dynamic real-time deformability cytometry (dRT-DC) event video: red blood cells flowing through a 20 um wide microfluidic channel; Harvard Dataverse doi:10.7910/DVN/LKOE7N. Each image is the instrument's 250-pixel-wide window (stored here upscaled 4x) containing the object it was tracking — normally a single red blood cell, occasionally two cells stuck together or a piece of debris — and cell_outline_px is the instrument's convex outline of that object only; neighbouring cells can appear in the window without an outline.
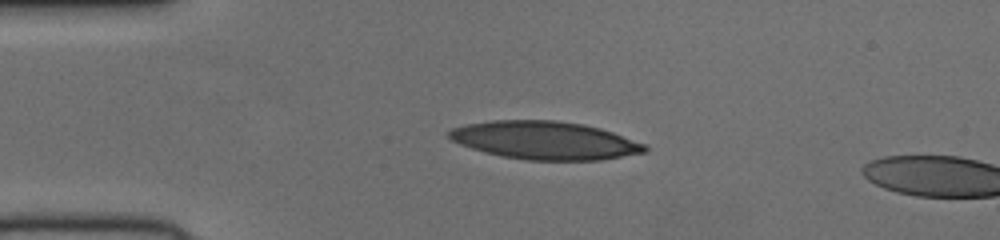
{"species": "human", "species_latin": "Homo sapiens", "temperature_condition": "cold", "stored_images_in_passage": 41, "camera_frame_rate_fps": 3000, "um_per_image_px": 0.085, "donor": {"sex": "female"}, "frame": {"image": 1, "passage_image": 1, "time_ms": 0.0, "image_size_px": [1000, 240], "cell_outline_px": [[648, 152], [604, 160], [528, 160], [500, 156], [484, 152], [460, 144], [452, 140], [448, 136], [448, 132], [452, 128], [464, 124], [492, 120], [556, 120], [584, 124], [600, 128], [612, 132], [644, 144], [648, 148]], "centroid_in_image_um": [46.32, 11.93], "position_along_channel_um": 38.7, "area_um2": 43.58}}
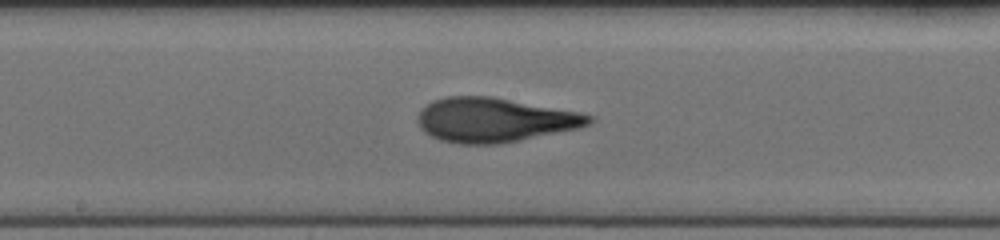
{"frame": {"image": 2, "passage_image": 16, "time_ms": 5.0, "image_size_px": [1000, 240], "cell_outline_px": [[592, 120], [588, 124], [580, 128], [500, 144], [460, 144], [440, 140], [424, 132], [420, 128], [416, 120], [420, 112], [428, 104], [436, 100], [448, 96], [492, 96], [576, 112], [592, 116]], "centroid_in_image_um": [41.99, 10.21], "position_along_channel_um": 206.2, "area_um2": 43.81}}
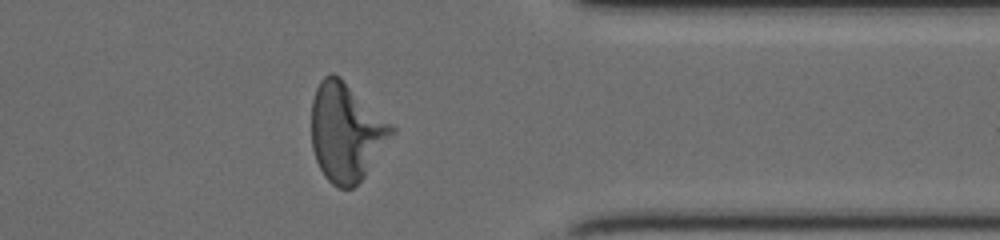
{"frame": {"image": 3, "passage_image": 30, "time_ms": 9.667, "image_size_px": [1000, 240], "cell_outline_px": [[396, 132], [364, 176], [352, 188], [336, 188], [324, 176], [316, 160], [312, 148], [312, 100], [316, 88], [320, 80], [324, 76], [332, 72], [340, 76], [392, 124], [396, 128]], "centroid_in_image_um": [29.42, 11.22], "position_along_channel_um": 382.0, "area_um2": 45.89}}